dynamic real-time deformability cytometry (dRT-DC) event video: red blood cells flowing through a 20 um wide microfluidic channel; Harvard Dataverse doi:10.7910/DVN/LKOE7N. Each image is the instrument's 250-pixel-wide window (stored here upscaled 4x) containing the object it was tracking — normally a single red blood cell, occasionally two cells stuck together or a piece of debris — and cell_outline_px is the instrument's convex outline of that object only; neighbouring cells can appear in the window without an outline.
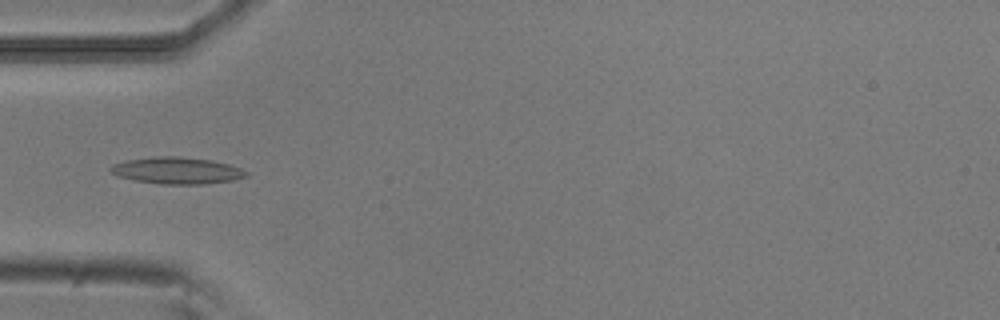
{"species": "common noctule bat (a hibernating species)", "species_latin": "Nyctalus noctula", "temperature_condition": "room temperature", "stored_images_in_passage": 35, "camera_frame_rate_fps": 3000, "um_per_image_px": 0.085, "animal": {"sex": "male", "body_mass_g": 20.5, "forearm_length_mm": 52.5}, "frame": {"image": 1, "passage_image": 1, "time_ms": 0.0, "image_size_px": [1000, 320], "cell_outline_px": [[248, 176], [232, 180], [204, 184], [160, 184], [136, 180], [120, 176], [112, 172], [108, 168], [112, 164], [128, 160], [152, 156], [180, 156], [212, 160], [228, 164], [240, 168], [248, 172]], "centroid_in_image_um": [15.05, 14.49], "position_along_channel_um": 69.9, "area_um2": 21.04}}
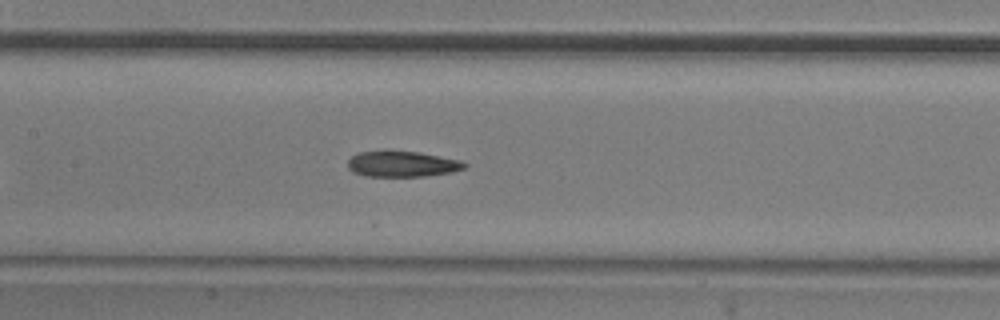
{"frame": {"image": 2, "passage_image": 9, "time_ms": 2.667, "image_size_px": [1000, 320], "cell_outline_px": [[468, 164], [464, 168], [452, 172], [424, 176], [364, 176], [352, 172], [348, 168], [348, 160], [356, 152], [384, 148], [388, 148], [420, 152], [460, 160]], "centroid_in_image_um": [34.11, 13.89], "position_along_channel_um": 173.3, "area_um2": 18.26}}
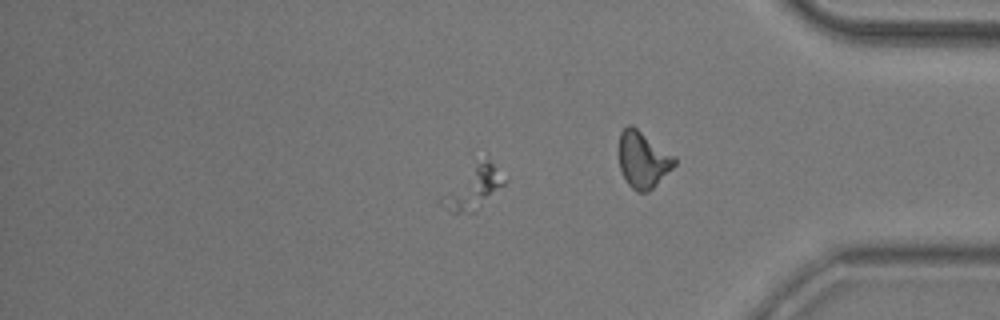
{"frame": {"image": 3, "passage_image": 26, "time_ms": 8.333, "image_size_px": [1000, 320], "cell_outline_px": [[508, 180], [476, 212], [448, 212], [440, 204], [440, 196], [476, 164], [488, 156]], "centroid_in_image_um": [40.27, 15.99], "position_along_channel_um": 394.9, "area_um2": 15.26}, "authors_computed_cell_mechanics": {"area_um2": 17.8602, "velocity_mm_per_s": 3.8177, "shape_relaxation_time_tau1_ms": 6.0597, "shape_relaxation_time_tau2_ms": 2.4441, "deformation_change_tau1": 0.1587, "deformation_change_tau2": 0.105}}